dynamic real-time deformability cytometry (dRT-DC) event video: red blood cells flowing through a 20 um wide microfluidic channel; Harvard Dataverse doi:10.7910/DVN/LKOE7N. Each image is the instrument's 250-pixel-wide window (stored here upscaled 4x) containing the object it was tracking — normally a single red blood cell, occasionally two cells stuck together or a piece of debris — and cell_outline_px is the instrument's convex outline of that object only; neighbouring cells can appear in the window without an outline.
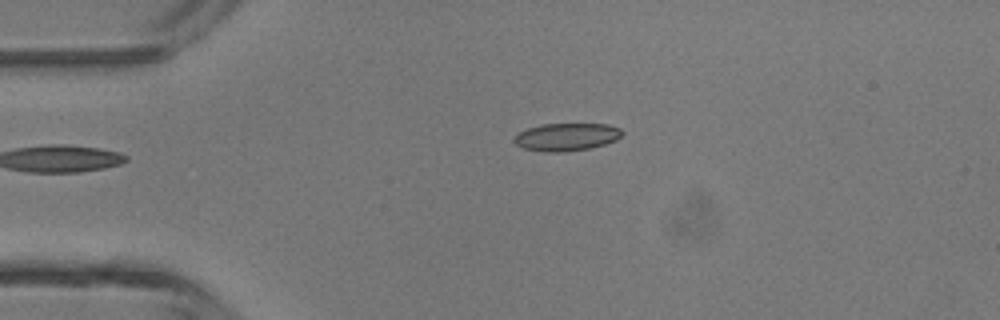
{"species": "common noctule bat (a hibernating species)", "species_latin": "Nyctalus noctula", "temperature_condition": "room temperature", "stored_images_in_passage": 4, "camera_frame_rate_fps": 3000, "um_per_image_px": 0.085, "animal": {"sex": "male", "body_mass_g": 13.3}, "frame": {"image": 1, "passage_image": 4, "time_ms": 1.0, "image_size_px": [1000, 320], "cell_outline_px": [[624, 132], [616, 140], [604, 144], [588, 148], [564, 152], [548, 152], [524, 148], [516, 144], [512, 140], [520, 132], [528, 128], [540, 124], [608, 124], [620, 128]], "centroid_in_image_um": [48.16, 11.63], "position_along_channel_um": 36.8, "area_um2": 17.28}}